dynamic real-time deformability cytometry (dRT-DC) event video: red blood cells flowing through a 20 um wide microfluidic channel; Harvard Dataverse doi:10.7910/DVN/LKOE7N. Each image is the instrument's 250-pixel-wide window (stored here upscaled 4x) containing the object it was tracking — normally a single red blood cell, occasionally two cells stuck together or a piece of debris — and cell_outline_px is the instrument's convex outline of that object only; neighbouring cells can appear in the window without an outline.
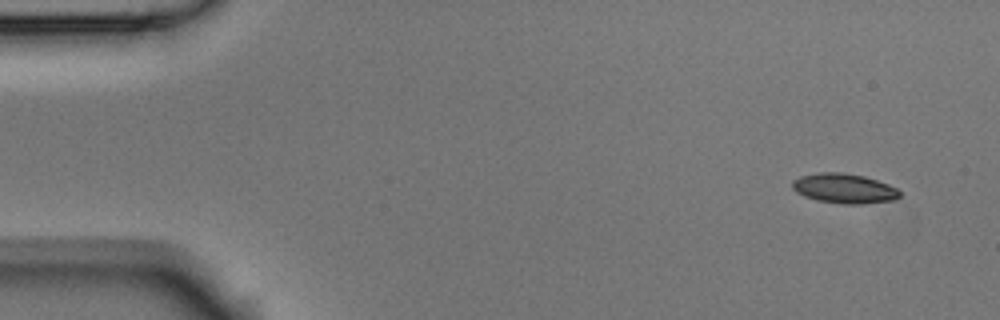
{"species": "Egyptian fruit bat (a non-hibernating species)", "species_latin": "Rousettus aegyptiacus", "temperature_condition": "room temperature", "stored_images_in_passage": 4, "camera_frame_rate_fps": 3000, "um_per_image_px": 0.085, "animal": {"sex": "male"}, "frame": {"image": 1, "passage_image": 1, "time_ms": 0.0, "image_size_px": [1000, 320], "cell_outline_px": [[900, 196], [892, 200], [860, 204], [844, 204], [816, 200], [804, 196], [796, 192], [792, 188], [792, 180], [800, 176], [820, 172], [840, 172], [864, 176], [888, 184], [896, 188], [900, 192]], "centroid_in_image_um": [71.72, 16.01], "position_along_channel_um": 13.3, "area_um2": 18.55}}
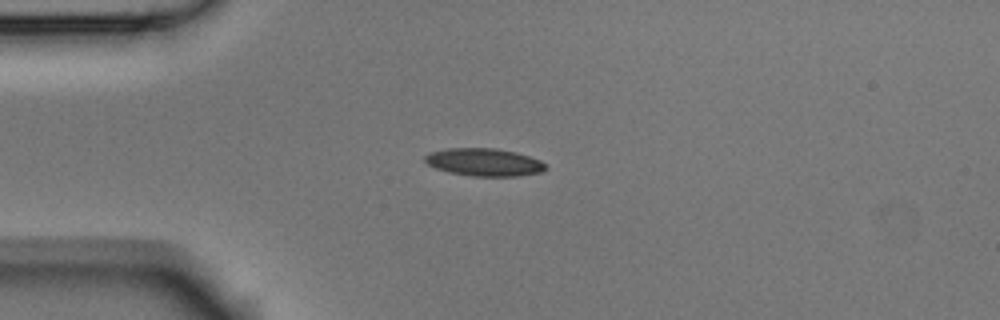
{"frame": {"image": 2, "passage_image": 4, "time_ms": 1.0, "image_size_px": [1000, 320], "cell_outline_px": [[548, 168], [540, 172], [516, 176], [472, 176], [448, 172], [436, 168], [428, 164], [424, 160], [424, 156], [432, 152], [448, 148], [496, 148], [516, 152], [540, 160]], "centroid_in_image_um": [41.15, 13.78], "position_along_channel_um": 43.9, "area_um2": 19.36}}